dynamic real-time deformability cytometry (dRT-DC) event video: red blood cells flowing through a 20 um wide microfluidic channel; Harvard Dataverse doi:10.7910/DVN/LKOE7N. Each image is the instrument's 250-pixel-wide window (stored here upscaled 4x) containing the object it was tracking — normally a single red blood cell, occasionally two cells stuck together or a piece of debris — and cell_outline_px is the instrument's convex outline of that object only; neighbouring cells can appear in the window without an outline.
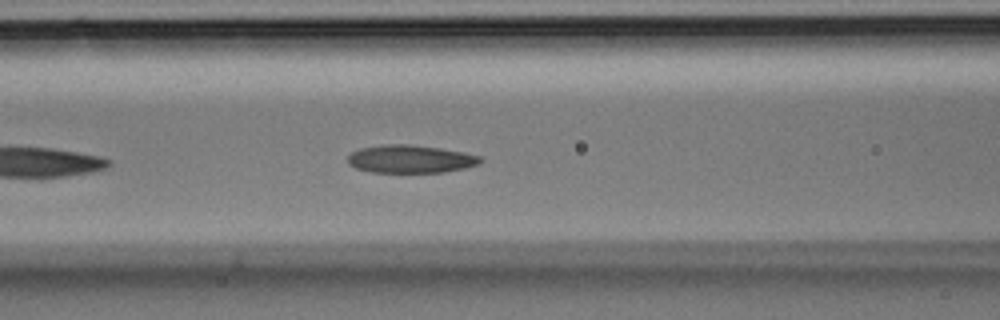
{"species": "Egyptian fruit bat (a non-hibernating species)", "species_latin": "Rousettus aegyptiacus", "temperature_condition": "room temperature", "stored_images_in_passage": 24, "camera_frame_rate_fps": 3000, "um_per_image_px": 0.085, "animal": {"sex": "male"}, "frame": {"image": 1, "passage_image": 5, "time_ms": 1.333, "image_size_px": [1000, 320], "cell_outline_px": [[484, 160], [480, 164], [464, 168], [444, 172], [372, 172], [356, 168], [348, 164], [348, 156], [352, 152], [360, 148], [384, 144], [412, 144], [440, 148], [464, 152], [480, 156]], "centroid_in_image_um": [34.91, 13.51], "position_along_channel_um": 131.7, "area_um2": 21.68}}
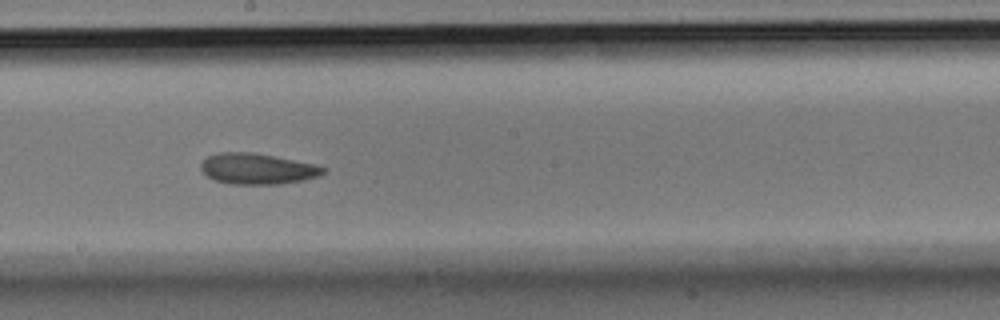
{"frame": {"image": 2, "passage_image": 10, "time_ms": 3.0, "image_size_px": [1000, 320], "cell_outline_px": [[328, 168], [324, 172], [316, 176], [304, 180], [280, 184], [232, 184], [216, 180], [208, 176], [200, 168], [200, 164], [208, 156], [220, 152], [252, 152], [316, 164]], "centroid_in_image_um": [21.89, 14.34], "position_along_channel_um": 226.3, "area_um2": 21.85}}
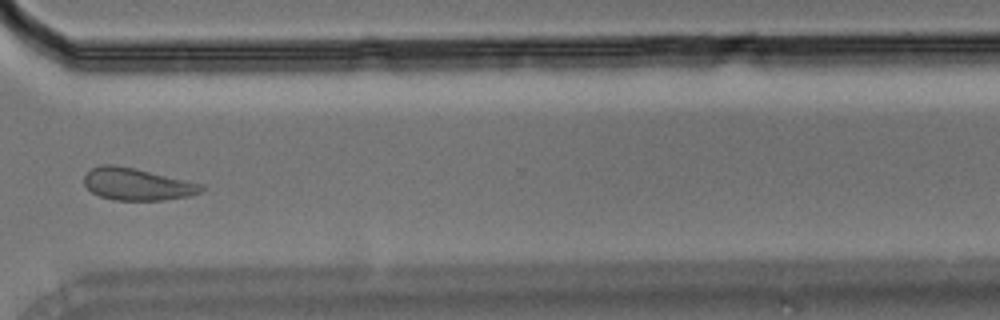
{"frame": {"image": 3, "passage_image": 17, "time_ms": 5.333, "image_size_px": [1000, 320], "cell_outline_px": [[204, 188], [200, 192], [188, 196], [164, 200], [112, 200], [100, 196], [92, 192], [84, 184], [84, 176], [92, 168], [100, 164], [116, 164], [136, 168], [204, 184]], "centroid_in_image_um": [11.65, 15.64], "position_along_channel_um": 359.0, "area_um2": 22.08}}